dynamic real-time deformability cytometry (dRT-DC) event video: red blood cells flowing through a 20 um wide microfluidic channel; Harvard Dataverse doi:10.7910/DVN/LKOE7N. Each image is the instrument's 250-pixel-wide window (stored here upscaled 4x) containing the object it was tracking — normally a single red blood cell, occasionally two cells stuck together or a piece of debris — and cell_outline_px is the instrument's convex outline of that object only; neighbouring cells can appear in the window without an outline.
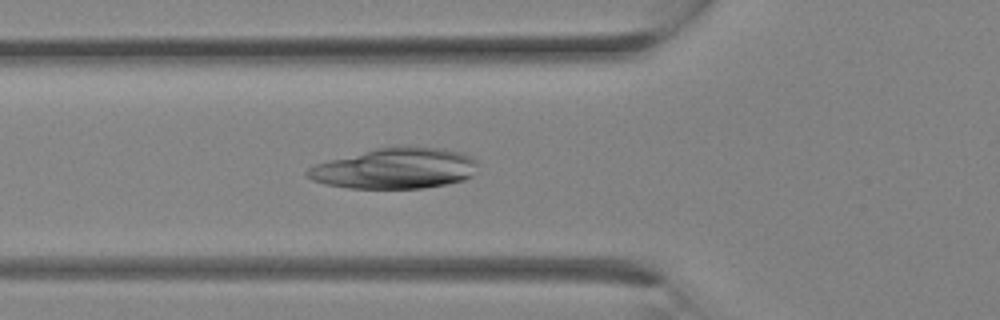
{"species": "Egyptian fruit bat (a non-hibernating species)", "species_latin": "Rousettus aegyptiacus", "temperature_condition": "room temperature", "stored_images_in_passage": 5, "camera_frame_rate_fps": 3000, "um_per_image_px": 0.085, "animal": {"sex": "female"}, "frame": {"image": 1, "passage_image": 3, "time_ms": 0.667, "image_size_px": [1000, 320], "cell_outline_px": [[476, 164], [468, 176], [464, 180], [448, 184], [424, 188], [348, 188], [324, 184], [312, 180], [304, 172], [308, 168], [316, 164], [376, 148], [444, 148], [464, 152], [472, 156], [476, 160]], "centroid_in_image_um": [33.57, 14.33], "position_along_channel_um": 92.2, "area_um2": 39.71}}
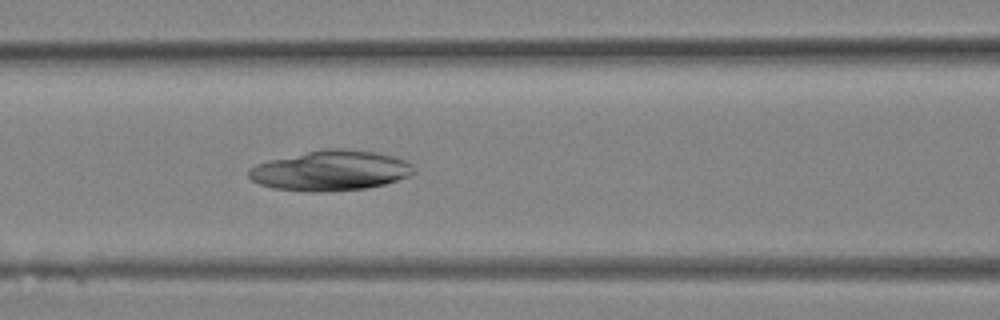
{"frame": {"image": 2, "passage_image": 5, "time_ms": 1.333, "image_size_px": [1000, 320], "cell_outline_px": [[416, 172], [408, 176], [384, 184], [368, 188], [328, 192], [316, 192], [272, 188], [260, 184], [252, 180], [248, 176], [248, 168], [256, 164], [268, 160], [328, 148], [344, 148], [376, 152], [396, 156], [408, 160], [416, 168]], "centroid_in_image_um": [28.14, 14.5], "position_along_channel_um": 138.5, "area_um2": 38.9}}